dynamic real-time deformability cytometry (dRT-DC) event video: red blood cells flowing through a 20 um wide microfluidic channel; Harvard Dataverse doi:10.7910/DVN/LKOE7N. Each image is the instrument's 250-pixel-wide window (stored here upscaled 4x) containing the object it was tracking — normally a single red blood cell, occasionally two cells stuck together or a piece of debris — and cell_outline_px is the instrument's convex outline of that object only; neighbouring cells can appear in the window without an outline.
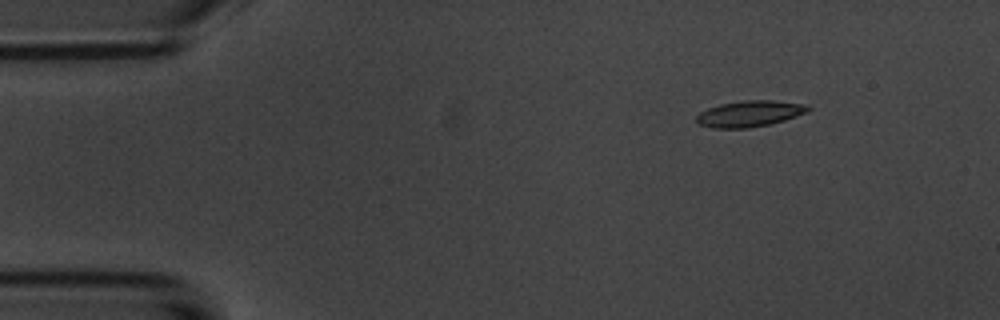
{"species": "common noctule bat (a hibernating species)", "species_latin": "Nyctalus noctula", "temperature_condition": "room temperature", "stored_images_in_passage": 2, "camera_frame_rate_fps": 3000, "um_per_image_px": 0.085, "animal": {"sex": "male", "body_mass_g": 20.1, "forearm_length_mm": 53.5}, "frame": {"image": 1, "passage_image": 2, "time_ms": 1.333, "image_size_px": [1000, 320], "cell_outline_px": [[812, 108], [808, 112], [772, 124], [748, 128], [712, 128], [696, 124], [696, 116], [700, 112], [708, 108], [720, 104], [744, 100], [772, 100], [808, 104]], "centroid_in_image_um": [63.73, 9.66], "position_along_channel_um": 21.3, "area_um2": 17.22}}